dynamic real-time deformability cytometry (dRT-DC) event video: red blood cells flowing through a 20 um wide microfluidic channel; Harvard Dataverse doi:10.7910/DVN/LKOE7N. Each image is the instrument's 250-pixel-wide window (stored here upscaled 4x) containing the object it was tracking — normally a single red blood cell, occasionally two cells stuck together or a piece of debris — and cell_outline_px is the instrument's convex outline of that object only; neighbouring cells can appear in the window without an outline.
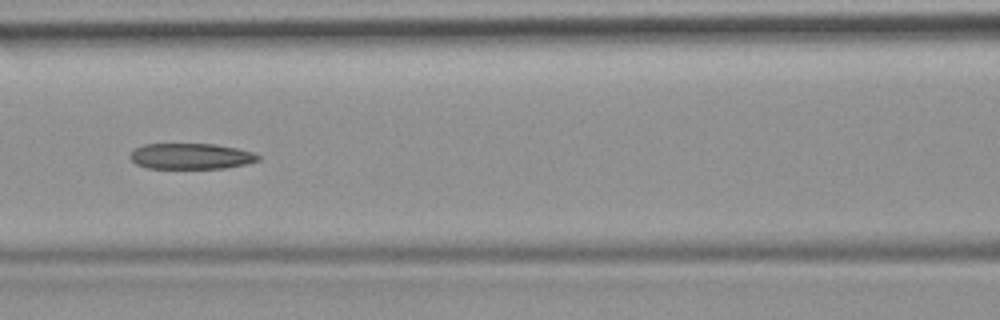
{"species": "common noctule bat (a hibernating species)", "species_latin": "Nyctalus noctula", "temperature_condition": "room temperature", "stored_images_in_passage": 53, "camera_frame_rate_fps": 3000, "um_per_image_px": 0.085, "animal": {"sex": "female", "body_mass_g": 19.9}, "frame": {"image": 1, "passage_image": 23, "time_ms": 7.333, "image_size_px": [1000, 320], "cell_outline_px": [[260, 160], [244, 164], [224, 168], [148, 168], [136, 164], [128, 156], [136, 148], [144, 144], [212, 144], [236, 148], [252, 152], [260, 156]], "centroid_in_image_um": [16.21, 13.28], "position_along_channel_um": 150.4, "area_um2": 19.07}}